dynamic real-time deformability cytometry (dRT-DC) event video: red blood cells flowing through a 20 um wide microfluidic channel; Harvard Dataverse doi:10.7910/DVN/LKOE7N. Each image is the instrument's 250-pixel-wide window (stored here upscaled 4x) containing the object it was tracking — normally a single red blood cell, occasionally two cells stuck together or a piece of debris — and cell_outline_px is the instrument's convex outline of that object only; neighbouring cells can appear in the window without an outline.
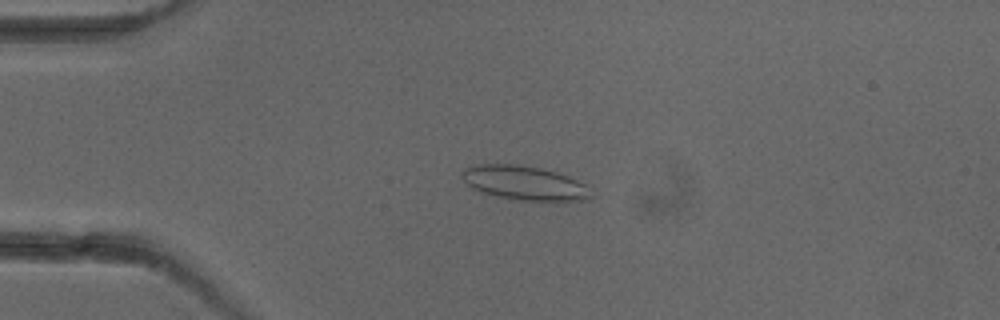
{"species": "common noctule bat (a hibernating species)", "species_latin": "Nyctalus noctula", "temperature_condition": "cold", "stored_images_in_passage": 4, "camera_frame_rate_fps": 3000, "um_per_image_px": 0.085, "animal": {"sex": "female"}, "frame": {"image": 1, "passage_image": 3, "time_ms": 3.667, "image_size_px": [1000, 320], "cell_outline_px": [[588, 200], [512, 200], [496, 196], [484, 192], [468, 184], [460, 176], [464, 168], [480, 164], [516, 164], [540, 168], [556, 172], [568, 176], [584, 184], [588, 196]], "centroid_in_image_um": [44.51, 15.53], "position_along_channel_um": 40.5, "area_um2": 25.03}}